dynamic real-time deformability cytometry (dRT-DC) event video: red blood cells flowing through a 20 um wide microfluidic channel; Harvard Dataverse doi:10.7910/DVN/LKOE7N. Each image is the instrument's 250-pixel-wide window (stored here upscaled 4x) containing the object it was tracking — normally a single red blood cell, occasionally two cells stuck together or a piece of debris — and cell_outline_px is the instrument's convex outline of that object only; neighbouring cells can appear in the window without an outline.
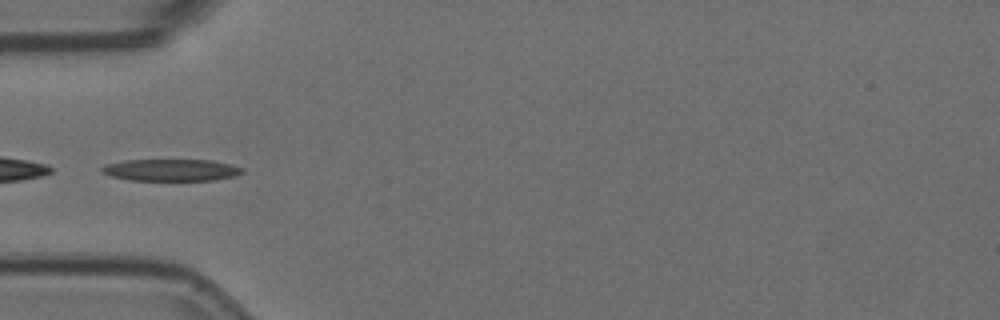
{"species": "Egyptian fruit bat (a non-hibernating species)", "species_latin": "Rousettus aegyptiacus", "temperature_condition": "room temperature", "stored_images_in_passage": 35, "camera_frame_rate_fps": 3000, "um_per_image_px": 0.085, "animal": {"sex": "female"}, "frame": {"image": 1, "passage_image": 1, "time_ms": 0.0, "image_size_px": [1000, 320], "cell_outline_px": [[244, 172], [236, 176], [212, 180], [128, 180], [112, 176], [100, 172], [100, 168], [104, 164], [124, 160], [212, 160], [232, 164], [244, 168]], "centroid_in_image_um": [14.54, 14.44], "position_along_channel_um": 70.5, "area_um2": 18.09}, "authors_computed_cell_mechanics": {"area_um2": 17.8024, "velocity_mm_per_s": 3.7484, "shape_relaxation_time_tau1_ms": 5.5654, "shape_relaxation_time_tau2_ms": null, "deformation_change_tau1": 0.1702, "deformation_change_tau2": null}}